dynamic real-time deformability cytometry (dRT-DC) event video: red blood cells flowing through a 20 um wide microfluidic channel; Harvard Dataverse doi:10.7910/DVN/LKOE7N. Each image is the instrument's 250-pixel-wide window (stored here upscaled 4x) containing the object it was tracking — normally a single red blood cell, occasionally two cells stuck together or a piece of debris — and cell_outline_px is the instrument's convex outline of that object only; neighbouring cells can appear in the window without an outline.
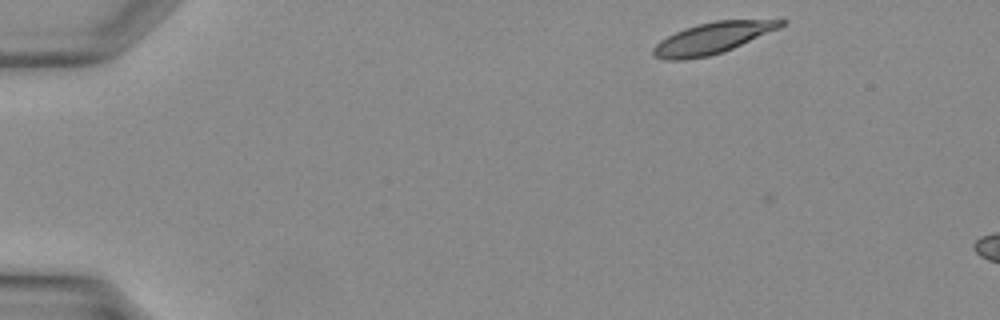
{"species": "Egyptian fruit bat (a non-hibernating species)", "species_latin": "Rousettus aegyptiacus", "temperature_condition": "warm", "stored_images_in_passage": 3, "camera_frame_rate_fps": 3000, "um_per_image_px": 0.085, "animal": {"sex": "female"}, "frame": {"image": 1, "passage_image": 2, "time_ms": 0.333, "image_size_px": [1000, 320], "cell_outline_px": [[788, 20], [784, 24], [776, 28], [732, 48], [708, 56], [684, 60], [664, 60], [656, 56], [652, 52], [652, 48], [660, 40], [684, 28], [696, 24], [716, 20]], "centroid_in_image_um": [60.45, 3.24], "position_along_channel_um": 24.5, "area_um2": 22.6}}